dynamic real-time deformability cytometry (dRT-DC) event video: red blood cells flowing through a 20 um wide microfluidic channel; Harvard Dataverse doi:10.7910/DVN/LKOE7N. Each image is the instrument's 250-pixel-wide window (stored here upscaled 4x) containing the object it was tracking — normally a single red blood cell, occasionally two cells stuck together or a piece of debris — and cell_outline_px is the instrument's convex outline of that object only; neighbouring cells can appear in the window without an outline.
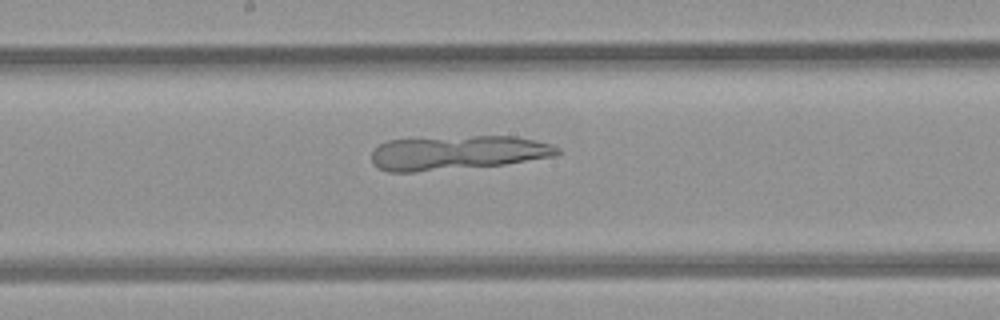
{"species": "common noctule bat (a hibernating species)", "species_latin": "Nyctalus noctula", "temperature_condition": "room temperature", "stored_images_in_passage": 51, "camera_frame_rate_fps": 3000, "um_per_image_px": 0.085, "animal": {"sex": "female", "body_mass_g": 21.9}, "frame": {"image": 1, "passage_image": 27, "time_ms": 8.667, "image_size_px": [1000, 320], "cell_outline_px": [[560, 152], [556, 156], [504, 164], [416, 172], [388, 172], [372, 164], [372, 152], [380, 144], [388, 140], [472, 136], [516, 136], [552, 144], [560, 148]], "centroid_in_image_um": [38.9, 12.98], "position_along_channel_um": 209.3, "area_um2": 36.99}}
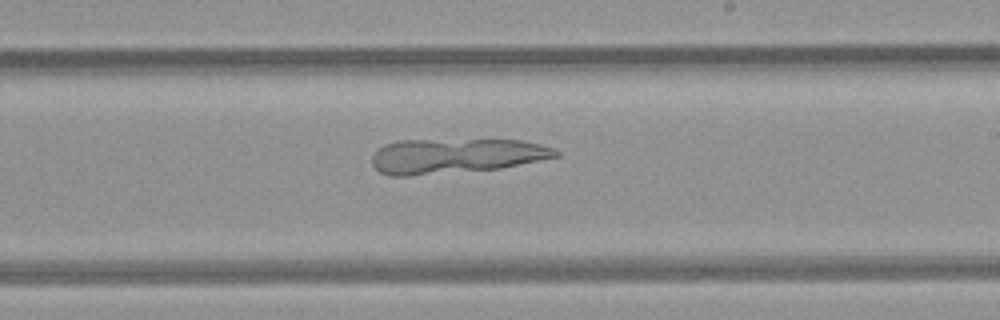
{"frame": {"image": 2, "passage_image": 30, "time_ms": 9.667, "image_size_px": [1000, 320], "cell_outline_px": [[560, 156], [500, 168], [412, 176], [388, 176], [380, 172], [372, 164], [372, 156], [384, 144], [396, 140], [520, 140], [540, 144], [552, 148], [560, 152]], "centroid_in_image_um": [38.7, 13.25], "position_along_channel_um": 250.3, "area_um2": 37.28}}
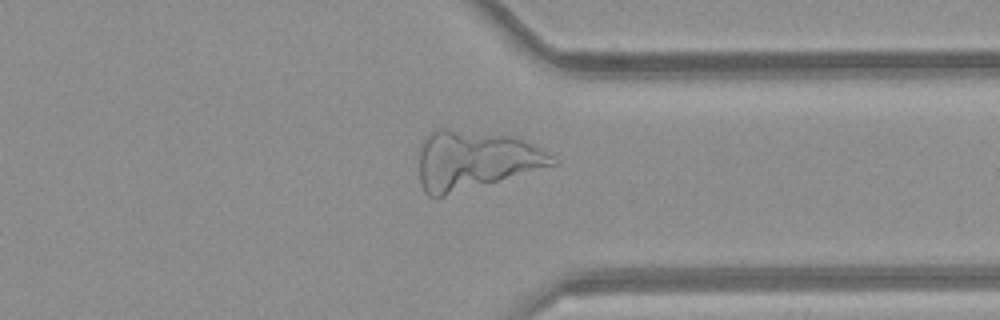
{"frame": {"image": 3, "passage_image": 39, "time_ms": 12.667, "image_size_px": [1000, 320], "cell_outline_px": [[556, 164], [444, 196], [428, 196], [424, 192], [420, 184], [420, 144], [424, 136], [432, 128], [444, 128], [516, 136], [540, 148], [552, 156], [556, 160]], "centroid_in_image_um": [40.31, 13.58], "position_along_channel_um": 371.1, "area_um2": 45.55}}